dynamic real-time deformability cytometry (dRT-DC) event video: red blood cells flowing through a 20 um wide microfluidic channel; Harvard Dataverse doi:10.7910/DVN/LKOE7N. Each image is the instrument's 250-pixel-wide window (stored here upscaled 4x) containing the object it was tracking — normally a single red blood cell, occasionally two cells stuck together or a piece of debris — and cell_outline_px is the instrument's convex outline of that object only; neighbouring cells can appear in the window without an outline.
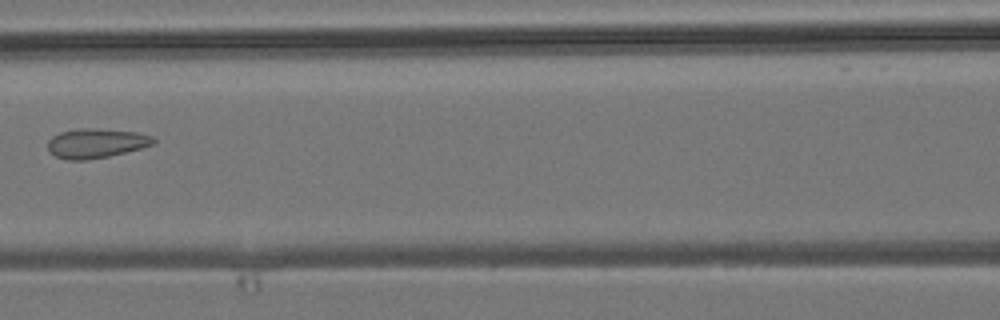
{"species": "common noctule bat (a hibernating species)", "species_latin": "Nyctalus noctula", "temperature_condition": "room temperature", "stored_images_in_passage": 6, "camera_frame_rate_fps": 3000, "um_per_image_px": 0.085, "animal": {"sex": "male", "body_mass_g": 19.2, "forearm_length_mm": 51.8}, "frame": {"image": 1, "passage_image": 6, "time_ms": 7.333, "image_size_px": [1000, 320], "cell_outline_px": [[156, 140], [152, 144], [140, 148], [108, 156], [88, 160], [68, 160], [56, 156], [48, 152], [48, 140], [52, 136], [60, 132], [80, 128], [96, 128], [136, 132], [152, 136]], "centroid_in_image_um": [8.12, 12.17], "position_along_channel_um": 158.5, "area_um2": 18.09}}